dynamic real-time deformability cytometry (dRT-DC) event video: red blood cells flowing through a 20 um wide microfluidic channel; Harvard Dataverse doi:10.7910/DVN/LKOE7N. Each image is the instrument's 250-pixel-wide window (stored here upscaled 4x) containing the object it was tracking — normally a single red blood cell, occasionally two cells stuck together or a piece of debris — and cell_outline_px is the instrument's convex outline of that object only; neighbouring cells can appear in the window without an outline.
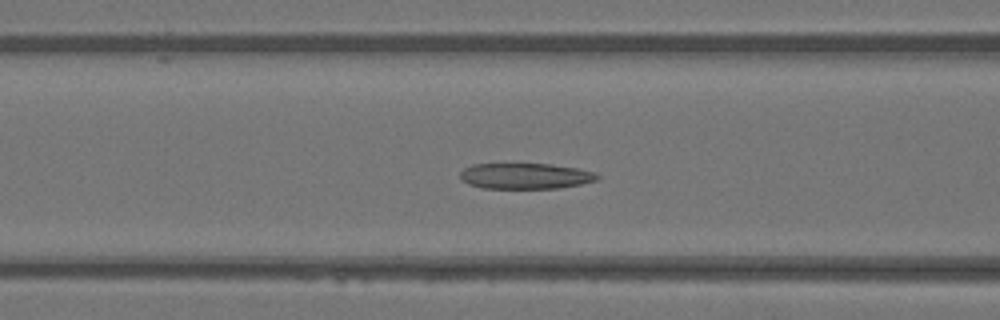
{"species": "Egyptian fruit bat (a non-hibernating species)", "species_latin": "Rousettus aegyptiacus", "temperature_condition": "warm", "stored_images_in_passage": 49, "camera_frame_rate_fps": 3000, "um_per_image_px": 0.085, "animal": {"sex": "female"}, "frame": {"image": 1, "passage_image": 20, "time_ms": 6.333, "image_size_px": [1000, 320], "cell_outline_px": [[600, 180], [560, 188], [480, 188], [468, 184], [460, 180], [460, 172], [464, 168], [472, 164], [552, 164], [576, 168], [596, 172], [600, 176]], "centroid_in_image_um": [44.66, 14.96], "position_along_channel_um": 121.9, "area_um2": 20.81}}
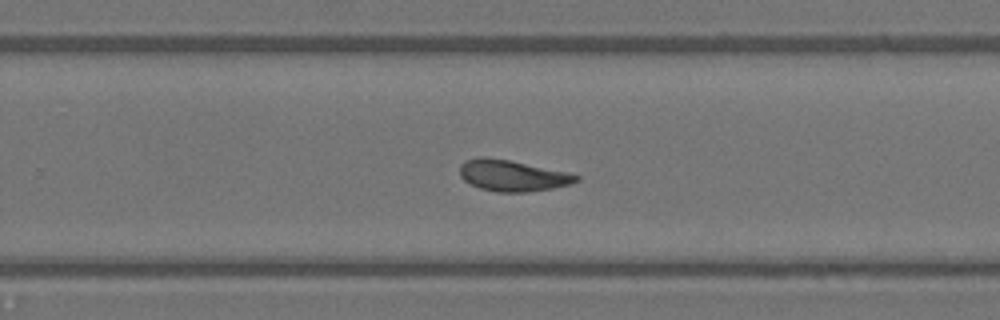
{"frame": {"image": 2, "passage_image": 32, "time_ms": 10.333, "image_size_px": [1000, 320], "cell_outline_px": [[580, 180], [572, 184], [552, 188], [528, 192], [496, 192], [480, 188], [464, 180], [460, 176], [460, 164], [464, 160], [480, 156], [484, 156], [508, 160], [568, 172], [580, 176]], "centroid_in_image_um": [43.55, 14.92], "position_along_channel_um": 286.2, "area_um2": 21.21}}
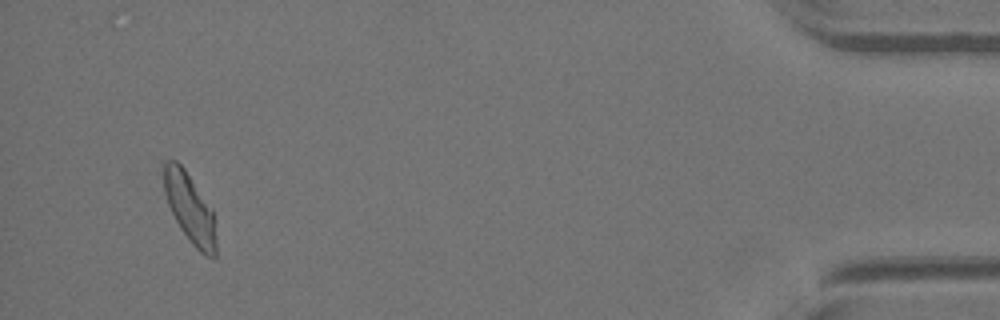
{"frame": {"image": 3, "passage_image": 47, "time_ms": 15.333, "image_size_px": [1000, 320], "cell_outline_px": [[216, 256], [212, 260], [204, 256], [192, 244], [180, 228], [168, 204], [164, 192], [164, 164], [168, 160], [176, 160], [184, 168], [212, 208], [216, 236]], "centroid_in_image_um": [16.16, 17.74], "position_along_channel_um": 419.0, "area_um2": 21.1}, "authors_computed_cell_mechanics": {"area_um2": 21.2126, "velocity_mm_per_s": 4.1154, "shape_relaxation_time_tau1_ms": 10.5031, "shape_relaxation_time_tau2_ms": 1.4795, "deformation_change_tau1": 0.2817, "deformation_change_tau2": 0.0864}}